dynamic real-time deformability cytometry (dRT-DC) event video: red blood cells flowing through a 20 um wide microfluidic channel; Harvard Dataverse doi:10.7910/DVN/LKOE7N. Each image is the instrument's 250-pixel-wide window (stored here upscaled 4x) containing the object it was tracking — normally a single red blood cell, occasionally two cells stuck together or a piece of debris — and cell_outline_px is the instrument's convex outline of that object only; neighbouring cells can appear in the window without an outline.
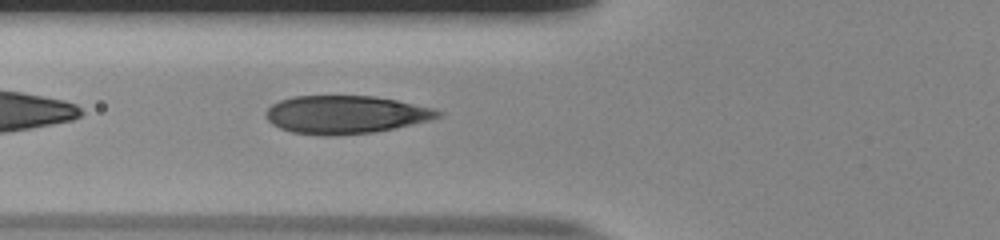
{"species": "human", "species_latin": "Homo sapiens", "temperature_condition": "room temperature", "stored_images_in_passage": 37, "camera_frame_rate_fps": 3000, "um_per_image_px": 0.085, "donor": {"sex": "male"}, "frame": {"image": 1, "passage_image": 4, "time_ms": 1.0, "image_size_px": [1000, 240], "cell_outline_px": [[444, 116], [412, 124], [376, 132], [336, 136], [320, 136], [292, 132], [280, 128], [272, 124], [264, 116], [264, 112], [272, 104], [280, 100], [292, 96], [372, 96], [396, 100], [432, 108], [444, 112]], "centroid_in_image_um": [29.34, 9.75], "position_along_channel_um": 96.5, "area_um2": 38.38}}
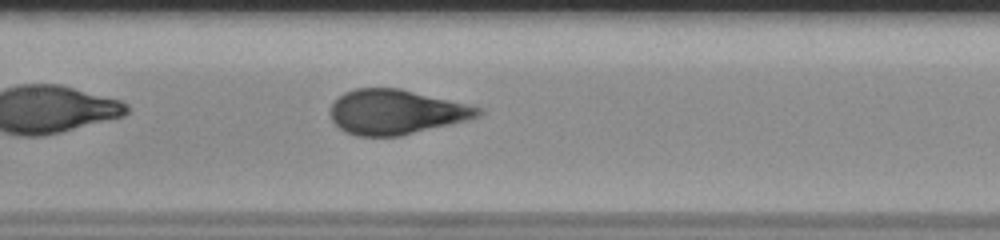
{"frame": {"image": 2, "passage_image": 10, "time_ms": 3.0, "image_size_px": [1000, 240], "cell_outline_px": [[484, 112], [480, 116], [468, 120], [400, 136], [356, 136], [344, 132], [332, 120], [328, 112], [328, 108], [344, 92], [356, 88], [400, 88], [484, 108]], "centroid_in_image_um": [33.66, 9.52], "position_along_channel_um": 173.7, "area_um2": 38.73}}
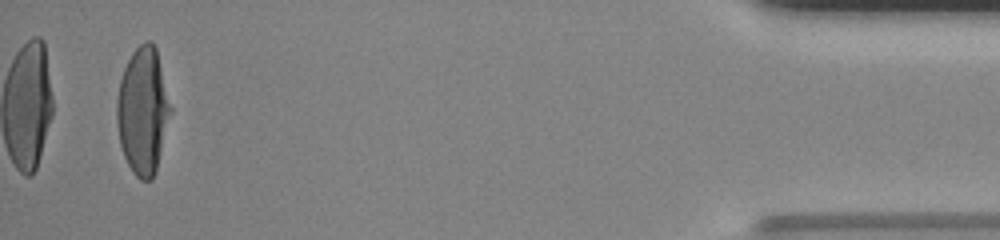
{"frame": {"image": 3, "passage_image": 35, "time_ms": 11.333, "image_size_px": [1000, 240], "cell_outline_px": [[172, 112], [156, 172], [152, 180], [140, 180], [132, 172], [124, 156], [120, 144], [116, 120], [116, 100], [120, 80], [124, 68], [132, 52], [140, 44], [148, 40], [156, 48], [172, 108]], "centroid_in_image_um": [12.15, 9.45], "position_along_channel_um": 423.0, "area_um2": 39.94}, "authors_computed_cell_mechanics": {"area_um2": 39.593, "velocity_mm_per_s": 3.8425, "shape_relaxation_time_tau1_ms": 4.8199, "shape_relaxation_time_tau2_ms": null, "deformation_change_tau1": 0.2606, "deformation_change_tau2": null}}